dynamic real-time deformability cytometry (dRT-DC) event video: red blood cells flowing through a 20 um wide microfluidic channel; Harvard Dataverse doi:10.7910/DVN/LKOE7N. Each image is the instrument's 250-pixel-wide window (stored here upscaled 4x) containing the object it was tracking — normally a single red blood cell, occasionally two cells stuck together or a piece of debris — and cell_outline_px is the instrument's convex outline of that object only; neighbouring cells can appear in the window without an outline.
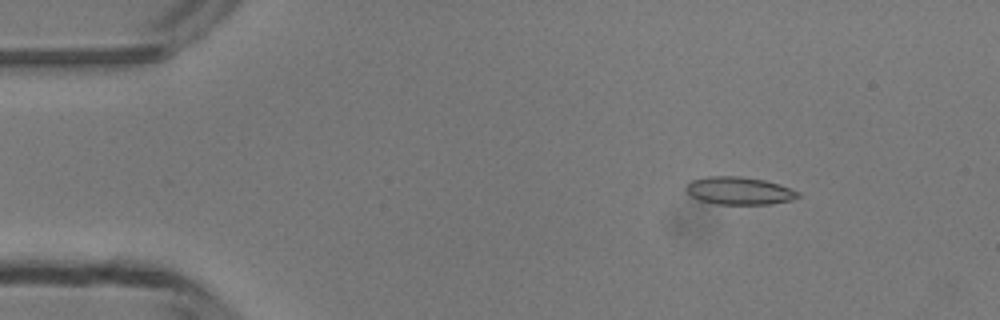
{"species": "common noctule bat (a hibernating species)", "species_latin": "Nyctalus noctula", "temperature_condition": "room temperature", "stored_images_in_passage": 11, "camera_frame_rate_fps": 3000, "um_per_image_px": 0.085, "animal": {"sex": "male", "body_mass_g": 13.3}, "frame": {"image": 1, "passage_image": 7, "time_ms": 2.0, "image_size_px": [1000, 320], "cell_outline_px": [[800, 196], [792, 200], [772, 204], [716, 204], [700, 200], [692, 196], [684, 188], [692, 180], [708, 176], [740, 176], [764, 180], [780, 184], [800, 192]], "centroid_in_image_um": [62.86, 16.21], "position_along_channel_um": 22.1, "area_um2": 18.09}}